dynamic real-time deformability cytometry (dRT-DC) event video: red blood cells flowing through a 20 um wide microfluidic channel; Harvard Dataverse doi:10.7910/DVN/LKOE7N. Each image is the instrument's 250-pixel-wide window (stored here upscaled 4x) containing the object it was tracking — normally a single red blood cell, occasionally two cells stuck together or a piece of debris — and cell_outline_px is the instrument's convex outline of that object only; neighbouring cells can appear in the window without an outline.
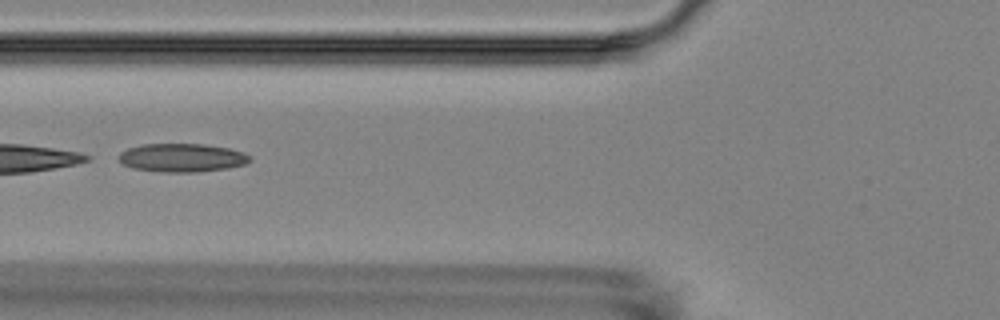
{"species": "Egyptian fruit bat (a non-hibernating species)", "species_latin": "Rousettus aegyptiacus", "temperature_condition": "room temperature", "stored_images_in_passage": 7, "camera_frame_rate_fps": 3000, "um_per_image_px": 0.085, "animal": {"sex": "female"}, "frame": {"image": 1, "passage_image": 2, "time_ms": 1.333, "image_size_px": [1000, 320], "cell_outline_px": [[252, 160], [244, 164], [228, 168], [196, 172], [164, 172], [132, 168], [124, 164], [120, 160], [120, 152], [128, 148], [140, 144], [204, 144], [228, 148], [244, 152], [252, 156]], "centroid_in_image_um": [15.5, 13.4], "position_along_channel_um": 110.3, "area_um2": 21.73}}
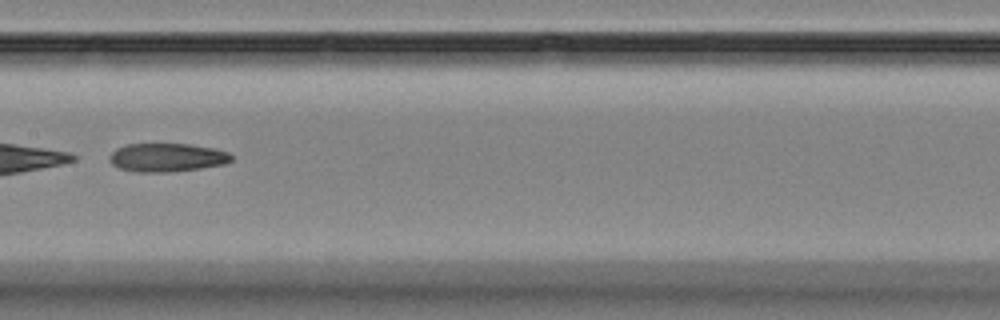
{"frame": {"image": 2, "passage_image": 4, "time_ms": 3.667, "image_size_px": [1000, 320], "cell_outline_px": [[232, 160], [224, 164], [200, 168], [172, 172], [136, 172], [120, 168], [112, 164], [108, 156], [116, 148], [128, 144], [188, 144], [216, 148], [228, 152], [232, 156]], "centroid_in_image_um": [14.2, 13.38], "position_along_channel_um": 193.2, "area_um2": 20.29}}
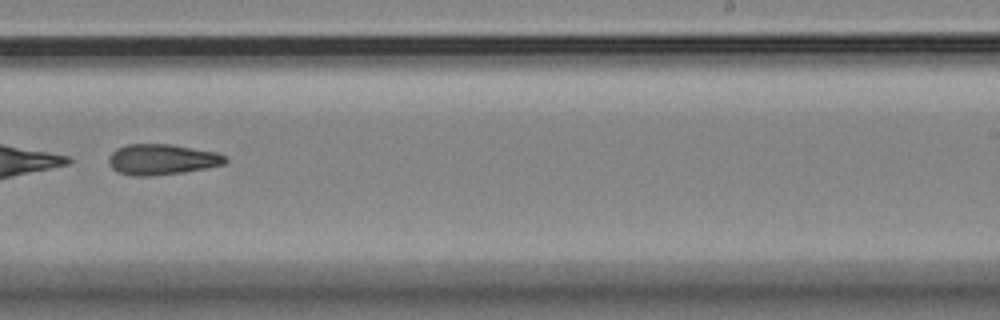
{"frame": {"image": 3, "passage_image": 6, "time_ms": 6.0, "image_size_px": [1000, 320], "cell_outline_px": [[228, 160], [224, 164], [208, 168], [184, 172], [152, 176], [132, 176], [116, 172], [108, 164], [108, 156], [116, 148], [128, 144], [172, 144], [216, 152], [224, 156]], "centroid_in_image_um": [13.73, 13.56], "position_along_channel_um": 275.3, "area_um2": 21.1}}